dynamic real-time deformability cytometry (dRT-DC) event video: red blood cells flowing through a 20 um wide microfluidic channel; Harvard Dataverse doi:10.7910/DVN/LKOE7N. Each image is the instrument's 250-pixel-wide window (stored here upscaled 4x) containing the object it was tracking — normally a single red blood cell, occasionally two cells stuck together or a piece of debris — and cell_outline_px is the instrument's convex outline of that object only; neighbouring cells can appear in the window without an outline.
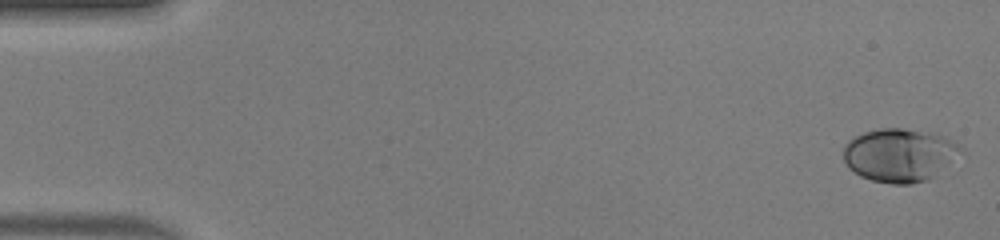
{"species": "human", "species_latin": "Homo sapiens", "temperature_condition": "warm", "stored_images_in_passage": 49, "camera_frame_rate_fps": 3000, "um_per_image_px": 0.085, "donor": {"sex": "male"}, "frame": {"image": 1, "passage_image": 1, "time_ms": 0.0, "image_size_px": [1000, 240], "cell_outline_px": [[956, 148], [936, 176], [928, 180], [912, 184], [892, 184], [872, 180], [860, 176], [848, 168], [844, 160], [844, 144], [852, 136], [864, 132], [880, 128], [900, 128], [932, 132], [956, 144]], "centroid_in_image_um": [76.28, 13.18], "position_along_channel_um": 8.7, "area_um2": 35.49}}
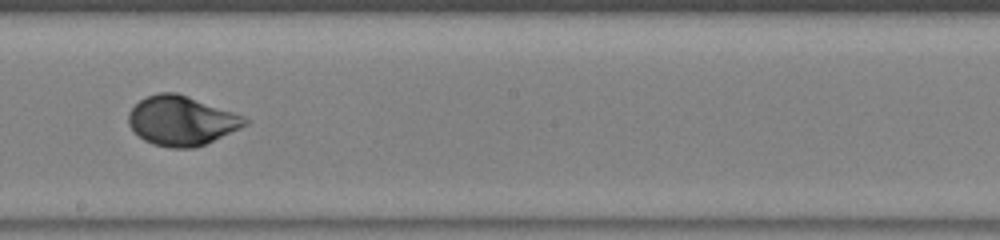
{"frame": {"image": 2, "passage_image": 28, "time_ms": 9.0, "image_size_px": [1000, 240], "cell_outline_px": [[252, 120], [248, 124], [240, 128], [204, 144], [192, 148], [168, 148], [152, 144], [144, 140], [128, 124], [128, 112], [140, 100], [148, 96], [160, 92], [176, 92], [188, 96], [244, 116]], "centroid_in_image_um": [15.43, 10.26], "position_along_channel_um": 232.8, "area_um2": 33.35}}
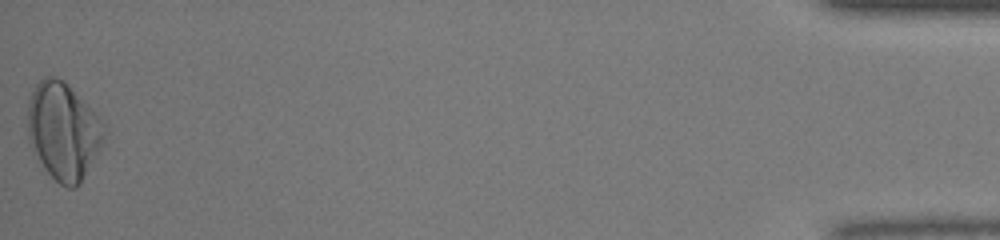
{"frame": {"image": 3, "passage_image": 49, "time_ms": 16.0, "image_size_px": [1000, 240], "cell_outline_px": [[108, 132], [100, 148], [80, 184], [76, 188], [68, 188], [60, 184], [44, 168], [32, 148], [28, 140], [28, 100], [36, 84], [44, 76], [56, 76], [104, 124]], "centroid_in_image_um": [5.36, 11.19], "position_along_channel_um": 429.8, "area_um2": 42.37}, "authors_computed_cell_mechanics": {"area_um2": 33.0038, "velocity_mm_per_s": 4.1937, "shape_relaxation_time_tau1_ms": 3.1339, "shape_relaxation_time_tau2_ms": null, "deformation_change_tau1": 0.1479, "deformation_change_tau2": null}}